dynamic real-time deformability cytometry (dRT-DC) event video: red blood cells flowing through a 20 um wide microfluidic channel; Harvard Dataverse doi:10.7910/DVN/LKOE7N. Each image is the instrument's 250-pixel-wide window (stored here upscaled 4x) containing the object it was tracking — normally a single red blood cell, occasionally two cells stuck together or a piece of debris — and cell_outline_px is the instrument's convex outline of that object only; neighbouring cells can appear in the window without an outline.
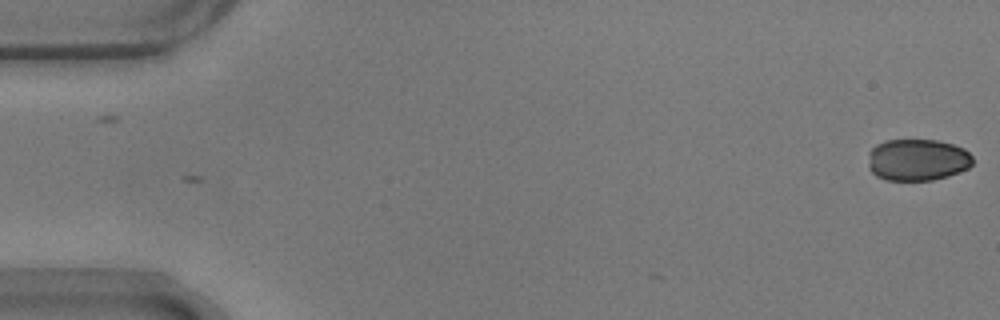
{"species": "common noctule bat (a hibernating species)", "species_latin": "Nyctalus noctula", "temperature_condition": "warm", "stored_images_in_passage": 5, "camera_frame_rate_fps": 3000, "um_per_image_px": 0.085, "animal": {"sex": "male", "body_mass_g": 17.9}, "frame": {"image": 1, "passage_image": 5, "time_ms": 1.333, "image_size_px": [1000, 320], "cell_outline_px": [[972, 164], [968, 168], [948, 176], [932, 180], [884, 180], [876, 176], [868, 168], [868, 152], [876, 144], [888, 140], [936, 140], [952, 144], [964, 148], [972, 156]], "centroid_in_image_um": [77.95, 13.59], "position_along_channel_um": 7.0, "area_um2": 25.61}}